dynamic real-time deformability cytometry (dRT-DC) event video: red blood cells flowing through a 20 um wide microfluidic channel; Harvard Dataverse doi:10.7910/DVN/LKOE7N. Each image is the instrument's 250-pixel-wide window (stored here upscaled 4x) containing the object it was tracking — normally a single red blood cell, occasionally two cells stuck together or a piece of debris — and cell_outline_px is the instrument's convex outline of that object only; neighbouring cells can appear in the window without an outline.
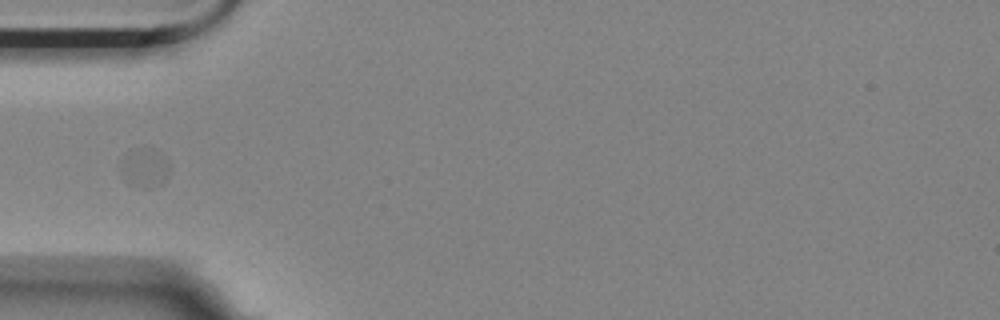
{"species": "Egyptian fruit bat (a non-hibernating species)", "species_latin": "Rousettus aegyptiacus", "temperature_condition": "room temperature", "stored_images_in_passage": 5, "segment_of_instrument_passage": [2, 2], "camera_frame_rate_fps": 3000, "um_per_image_px": 0.085, "animal": {"sex": "female"}, "frame": {"image": 1, "passage_image": 5, "time_ms": 1.333, "image_size_px": [1000, 320], "cell_outline_px": [[168, 172], [164, 180], [160, 184], [148, 188], [144, 188], [132, 184], [124, 180], [120, 168], [120, 160], [124, 156], [144, 148], [152, 148], [160, 156], [168, 168]], "centroid_in_image_um": [12.22, 14.31], "position_along_channel_um": 72.8, "area_um2": 10.35}}